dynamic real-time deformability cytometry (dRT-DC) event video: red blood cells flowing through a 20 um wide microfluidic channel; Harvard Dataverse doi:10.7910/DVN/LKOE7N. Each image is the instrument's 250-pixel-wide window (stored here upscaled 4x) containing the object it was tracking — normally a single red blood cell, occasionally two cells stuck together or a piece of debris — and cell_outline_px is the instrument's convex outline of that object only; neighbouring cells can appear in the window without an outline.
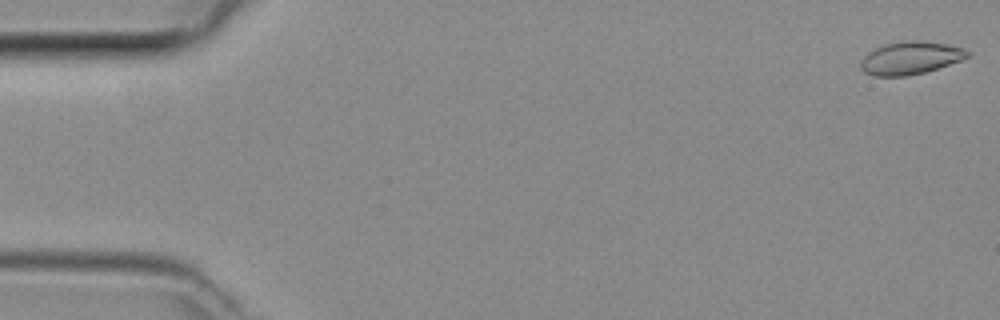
{"species": "common noctule bat (a hibernating species)", "species_latin": "Nyctalus noctula", "temperature_condition": "room temperature", "stored_images_in_passage": 8, "camera_frame_rate_fps": 3000, "um_per_image_px": 0.085, "animal": {"sex": "female", "body_mass_g": 29.2, "forearm_length_mm": 56.3}, "frame": {"image": 1, "passage_image": 1, "time_ms": 0.0, "image_size_px": [1000, 320], "cell_outline_px": [[972, 52], [968, 56], [960, 60], [924, 72], [908, 76], [872, 76], [864, 72], [860, 68], [860, 64], [864, 56], [868, 52], [884, 44], [904, 40], [916, 40], [948, 44], [964, 48]], "centroid_in_image_um": [77.37, 4.92], "position_along_channel_um": 7.6, "area_um2": 20.4}}